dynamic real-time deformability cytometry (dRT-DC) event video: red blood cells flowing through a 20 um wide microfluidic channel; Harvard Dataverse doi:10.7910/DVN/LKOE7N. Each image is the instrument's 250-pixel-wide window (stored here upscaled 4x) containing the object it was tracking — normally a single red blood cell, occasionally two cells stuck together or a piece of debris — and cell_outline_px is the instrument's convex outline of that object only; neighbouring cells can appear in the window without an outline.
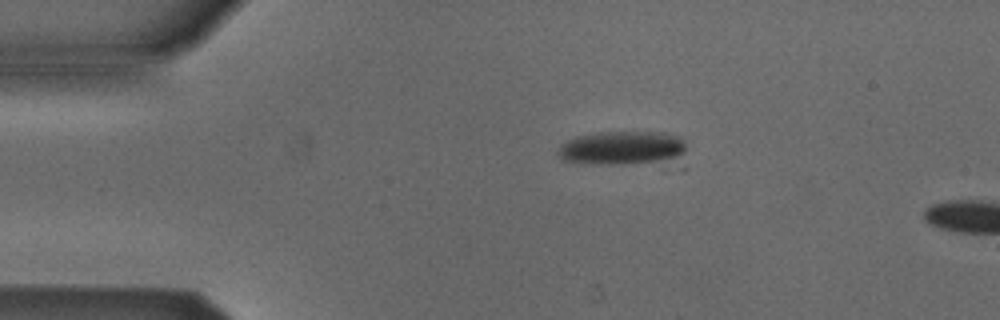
{"species": "Egyptian fruit bat (a non-hibernating species)", "species_latin": "Rousettus aegyptiacus", "temperature_condition": "cold", "stored_images_in_passage": 3, "camera_frame_rate_fps": 3000, "um_per_image_px": 0.085, "animal": {"sex": "male"}, "frame": {"image": 1, "passage_image": 1, "time_ms": 0.0, "image_size_px": [1000, 320], "cell_outline_px": [[684, 152], [676, 160], [612, 164], [596, 164], [564, 160], [556, 152], [560, 144], [576, 136], [600, 132], [664, 132], [680, 136], [684, 140]], "centroid_in_image_um": [52.89, 12.56], "position_along_channel_um": 32.1, "area_um2": 25.14}}